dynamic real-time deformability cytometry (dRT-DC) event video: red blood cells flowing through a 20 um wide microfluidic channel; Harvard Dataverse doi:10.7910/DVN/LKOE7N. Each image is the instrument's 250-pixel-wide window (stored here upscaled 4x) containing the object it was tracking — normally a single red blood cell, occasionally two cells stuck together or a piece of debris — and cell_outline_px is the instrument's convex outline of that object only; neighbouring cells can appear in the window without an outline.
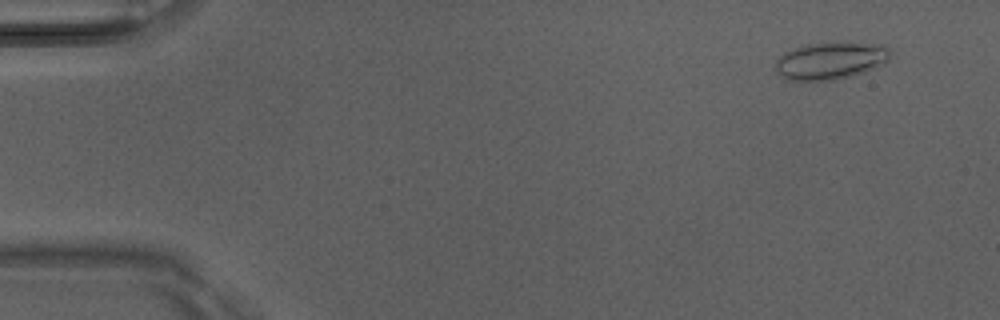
{"species": "Egyptian fruit bat (a non-hibernating species)", "species_latin": "Rousettus aegyptiacus", "temperature_condition": "room temperature", "stored_images_in_passage": 5, "camera_frame_rate_fps": 3000, "um_per_image_px": 0.085, "animal": {"sex": "male"}, "frame": {"image": 1, "passage_image": 1, "time_ms": 0.0, "image_size_px": [1000, 320], "cell_outline_px": [[892, 52], [888, 60], [864, 72], [832, 80], [788, 80], [780, 76], [776, 72], [776, 60], [780, 56], [796, 48], [808, 44], [848, 40], [884, 44]], "centroid_in_image_um": [70.64, 5.11], "position_along_channel_um": 14.4, "area_um2": 25.2}}